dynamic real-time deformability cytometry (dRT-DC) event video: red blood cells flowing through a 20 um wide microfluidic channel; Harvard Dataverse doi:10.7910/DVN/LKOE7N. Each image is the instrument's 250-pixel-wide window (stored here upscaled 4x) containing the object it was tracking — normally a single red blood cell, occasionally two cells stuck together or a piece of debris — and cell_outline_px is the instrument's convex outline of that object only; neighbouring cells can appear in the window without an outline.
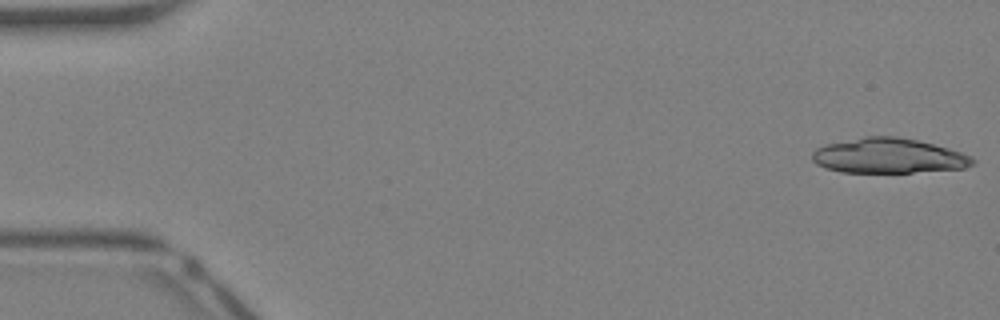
{"species": "Egyptian fruit bat (a non-hibernating species)", "species_latin": "Rousettus aegyptiacus", "temperature_condition": "warm", "stored_images_in_passage": 16, "camera_frame_rate_fps": 3000, "um_per_image_px": 0.085, "animal": {"sex": "female"}, "frame": {"image": 1, "passage_image": 1, "time_ms": 0.0, "image_size_px": [1000, 320], "cell_outline_px": [[976, 160], [972, 164], [964, 168], [912, 172], [840, 172], [824, 168], [816, 164], [812, 160], [812, 152], [816, 148], [824, 144], [864, 136], [896, 136], [916, 140], [948, 148], [972, 156]], "centroid_in_image_um": [75.47, 13.24], "position_along_channel_um": 9.5, "area_um2": 32.71}}